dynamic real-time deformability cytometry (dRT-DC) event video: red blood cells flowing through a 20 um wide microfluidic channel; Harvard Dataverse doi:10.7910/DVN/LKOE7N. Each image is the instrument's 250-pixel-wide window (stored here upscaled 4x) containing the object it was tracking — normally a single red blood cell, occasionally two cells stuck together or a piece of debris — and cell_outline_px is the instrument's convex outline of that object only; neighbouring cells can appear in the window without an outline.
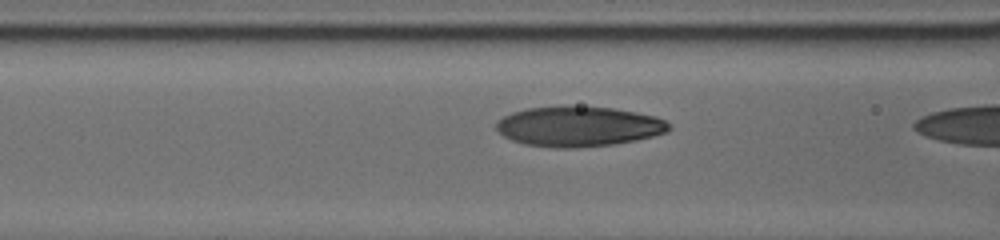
{"species": "human", "species_latin": "Homo sapiens", "temperature_condition": "cold", "stored_images_in_passage": 12, "camera_frame_rate_fps": 3000, "um_per_image_px": 0.085, "donor": {"sex": "male"}, "frame": {"image": 1, "passage_image": 11, "time_ms": 3.0, "image_size_px": [1000, 240], "cell_outline_px": [[668, 132], [636, 140], [612, 144], [576, 148], [556, 148], [524, 144], [512, 140], [504, 136], [496, 128], [496, 124], [504, 116], [512, 112], [528, 108], [568, 104], [612, 108], [656, 116], [664, 120], [668, 124]], "centroid_in_image_um": [49.15, 10.73], "position_along_channel_um": 117.4, "area_um2": 40.58}}